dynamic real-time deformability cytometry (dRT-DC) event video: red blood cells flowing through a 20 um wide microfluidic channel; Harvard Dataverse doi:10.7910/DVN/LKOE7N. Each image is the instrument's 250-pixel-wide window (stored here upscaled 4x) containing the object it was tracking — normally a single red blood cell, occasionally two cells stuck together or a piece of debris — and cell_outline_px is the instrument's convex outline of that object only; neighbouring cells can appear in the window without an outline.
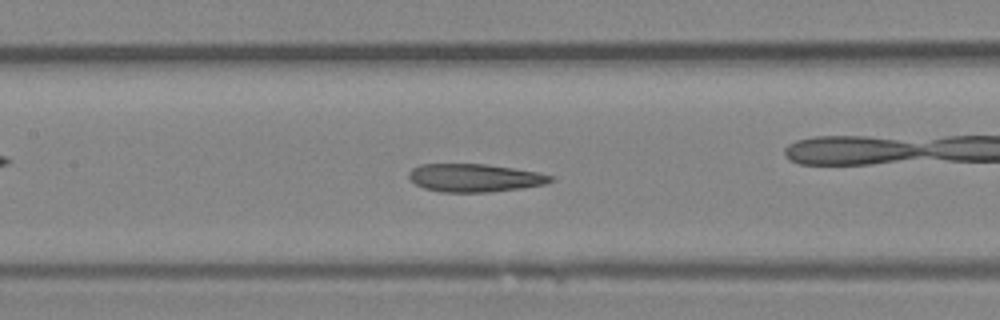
{"species": "Egyptian fruit bat (a non-hibernating species)", "species_latin": "Rousettus aegyptiacus", "temperature_condition": "room temperature", "stored_images_in_passage": 47, "camera_frame_rate_fps": 3000, "um_per_image_px": 0.085, "animal": {"sex": "female"}, "frame": {"image": 1, "passage_image": 21, "time_ms": 6.667, "image_size_px": [1000, 320], "cell_outline_px": [[552, 180], [544, 184], [520, 188], [488, 192], [440, 192], [424, 188], [416, 184], [408, 176], [408, 172], [412, 168], [420, 164], [484, 164], [512, 168], [536, 172], [552, 176]], "centroid_in_image_um": [40.28, 15.11], "position_along_channel_um": 167.1, "area_um2": 22.89}, "authors_computed_cell_mechanics": {"area_um2": 24.3916, "velocity_mm_per_s": 4.3353, "shape_relaxation_time_tau1_ms": null, "shape_relaxation_time_tau2_ms": 3.2794, "deformation_change_tau1": null, "deformation_change_tau2": 0.1109}}